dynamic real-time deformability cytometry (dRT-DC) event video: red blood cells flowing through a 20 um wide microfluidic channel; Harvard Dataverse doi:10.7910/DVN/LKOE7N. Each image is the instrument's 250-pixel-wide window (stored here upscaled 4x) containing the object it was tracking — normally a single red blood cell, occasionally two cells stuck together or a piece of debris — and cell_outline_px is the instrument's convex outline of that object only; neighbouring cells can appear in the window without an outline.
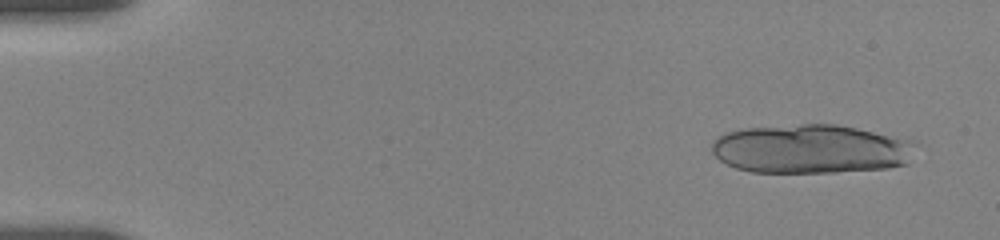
{"species": "human", "species_latin": "Homo sapiens", "temperature_condition": "room temperature", "stored_images_in_passage": 13, "camera_frame_rate_fps": 3000, "um_per_image_px": 0.085, "donor": {"sex": "female"}, "frame": {"image": 1, "passage_image": 2, "time_ms": 1.0, "image_size_px": [1000, 240], "cell_outline_px": [[916, 140], [908, 164], [884, 168], [836, 172], [752, 172], [736, 168], [720, 160], [712, 152], [712, 140], [728, 132], [740, 128], [800, 124], [836, 124]], "centroid_in_image_um": [68.93, 12.65], "position_along_channel_um": 16.1, "area_um2": 58.38}}
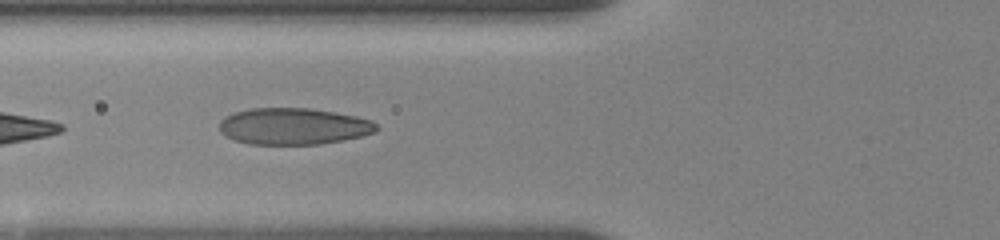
{"frame": {"image": 2, "passage_image": 11, "time_ms": 7.0, "image_size_px": [1000, 240], "cell_outline_px": [[380, 128], [376, 132], [360, 136], [320, 144], [248, 144], [236, 140], [220, 132], [220, 120], [236, 112], [252, 108], [308, 108], [356, 116], [372, 120]], "centroid_in_image_um": [24.97, 10.73], "position_along_channel_um": 100.8, "area_um2": 33.18}}
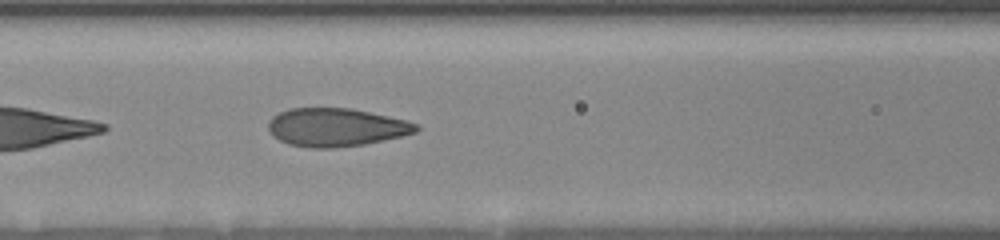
{"frame": {"image": 3, "passage_image": 13, "time_ms": 8.0, "image_size_px": [1000, 240], "cell_outline_px": [[420, 128], [416, 132], [400, 136], [364, 144], [332, 148], [308, 148], [288, 144], [272, 136], [268, 128], [268, 124], [272, 116], [288, 108], [352, 108], [408, 120], [420, 124]], "centroid_in_image_um": [28.57, 10.81], "position_along_channel_um": 138.0, "area_um2": 33.12}}